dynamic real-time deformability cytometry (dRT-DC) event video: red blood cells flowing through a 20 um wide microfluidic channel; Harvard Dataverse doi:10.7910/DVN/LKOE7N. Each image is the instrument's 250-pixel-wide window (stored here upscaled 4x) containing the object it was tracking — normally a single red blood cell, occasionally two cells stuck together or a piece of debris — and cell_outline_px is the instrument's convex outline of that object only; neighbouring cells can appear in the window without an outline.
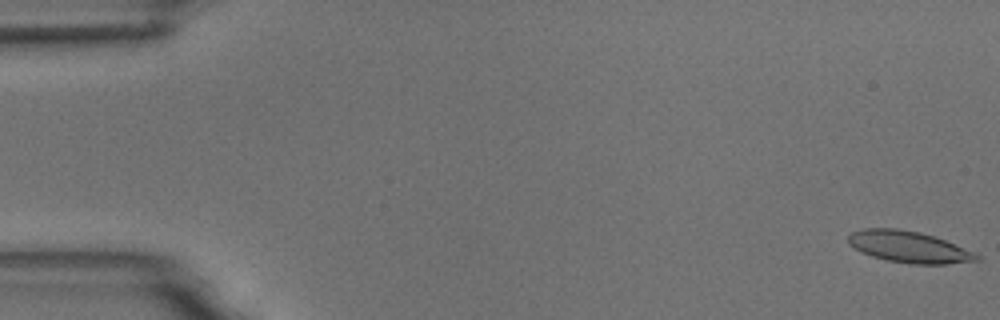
{"species": "common noctule bat (a hibernating species)", "species_latin": "Nyctalus noctula", "temperature_condition": "room temperature", "stored_images_in_passage": 7, "camera_frame_rate_fps": 3000, "um_per_image_px": 0.085, "animal": {"sex": "male", "body_mass_g": 18.8}, "frame": {"image": 1, "passage_image": 1, "time_ms": 0.0, "image_size_px": [1000, 320], "cell_outline_px": [[984, 256], [980, 260], [944, 264], [908, 264], [888, 260], [872, 256], [860, 252], [848, 244], [848, 236], [852, 232], [864, 228], [896, 228], [920, 232], [944, 240], [976, 252]], "centroid_in_image_um": [77.27, 20.99], "position_along_channel_um": 7.7, "area_um2": 23.7}}
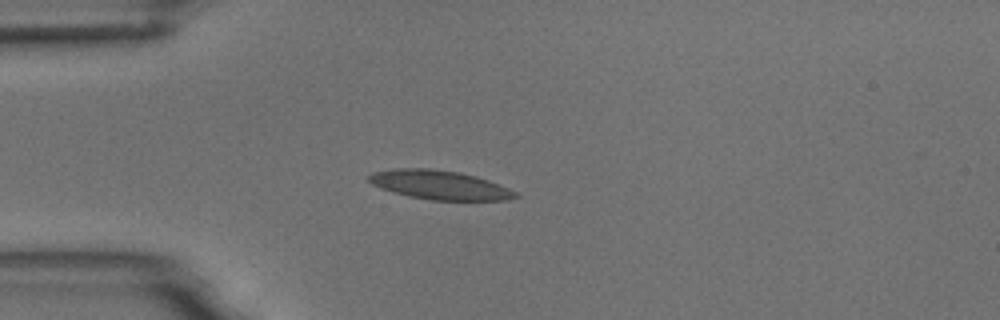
{"frame": {"image": 2, "passage_image": 5, "time_ms": 4.667, "image_size_px": [1000, 320], "cell_outline_px": [[520, 196], [508, 200], [432, 200], [408, 196], [392, 192], [380, 188], [372, 184], [368, 180], [368, 176], [372, 172], [396, 168], [432, 168], [460, 172], [476, 176], [488, 180], [508, 188], [516, 192]], "centroid_in_image_um": [37.35, 15.71], "position_along_channel_um": 47.7, "area_um2": 24.91}}